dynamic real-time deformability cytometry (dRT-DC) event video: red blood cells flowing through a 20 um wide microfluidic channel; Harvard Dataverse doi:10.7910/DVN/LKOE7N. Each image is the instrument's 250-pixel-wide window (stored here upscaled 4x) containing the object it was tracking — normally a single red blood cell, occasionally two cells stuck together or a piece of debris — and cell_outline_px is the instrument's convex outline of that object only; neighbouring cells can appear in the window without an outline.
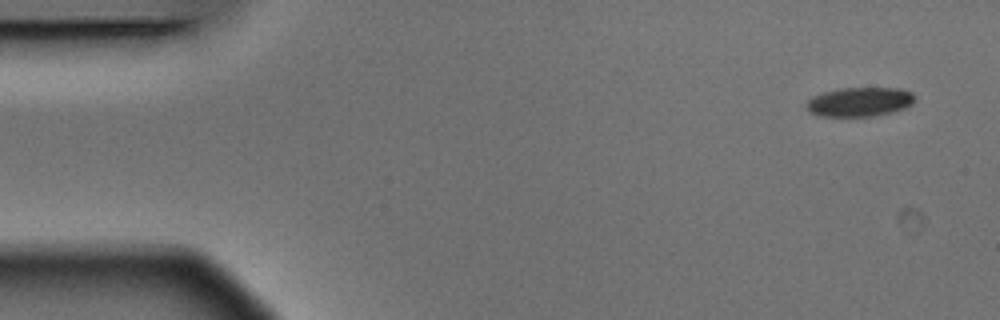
{"species": "Egyptian fruit bat (a non-hibernating species)", "species_latin": "Rousettus aegyptiacus", "temperature_condition": "warm", "stored_images_in_passage": 4, "camera_frame_rate_fps": 3000, "um_per_image_px": 0.085, "animal": {"sex": "male"}, "frame": {"image": 1, "passage_image": 1, "time_ms": 0.0, "image_size_px": [1000, 320], "cell_outline_px": [[916, 100], [912, 104], [904, 108], [892, 112], [872, 116], [820, 116], [808, 112], [804, 108], [804, 104], [812, 96], [824, 92], [840, 88], [900, 88], [912, 92], [916, 96]], "centroid_in_image_um": [73.05, 8.65], "position_along_channel_um": 12.0, "area_um2": 18.73}}